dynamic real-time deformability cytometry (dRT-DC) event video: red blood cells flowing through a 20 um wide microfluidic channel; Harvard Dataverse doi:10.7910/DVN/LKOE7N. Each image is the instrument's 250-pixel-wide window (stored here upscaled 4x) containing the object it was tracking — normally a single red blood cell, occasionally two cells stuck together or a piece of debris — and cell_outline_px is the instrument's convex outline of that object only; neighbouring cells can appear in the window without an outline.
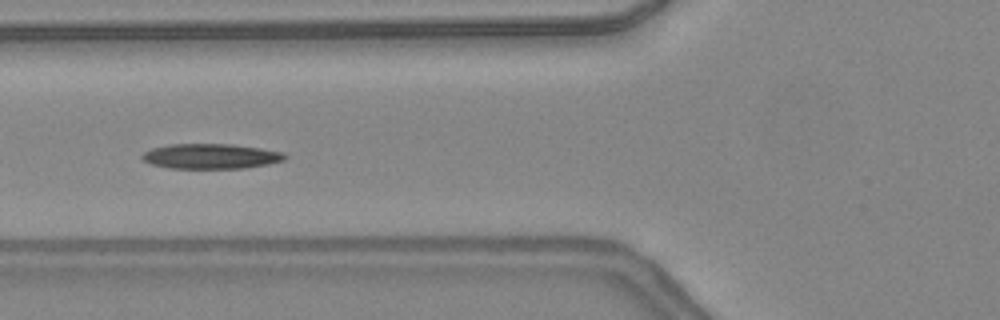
{"species": "common noctule bat (a hibernating species)", "species_latin": "Nyctalus noctula", "temperature_condition": "warm", "stored_images_in_passage": 20, "camera_frame_rate_fps": 3000, "um_per_image_px": 0.085, "animal": {"sex": "female", "body_mass_g": 24.6, "forearm_length_mm": 56.2}, "frame": {"image": 1, "passage_image": 17, "time_ms": 5.333, "image_size_px": [1000, 320], "cell_outline_px": [[288, 156], [284, 160], [268, 164], [244, 168], [172, 168], [152, 164], [144, 160], [140, 156], [144, 152], [152, 148], [172, 144], [232, 144], [260, 148], [284, 152]], "centroid_in_image_um": [17.95, 13.28], "position_along_channel_um": 107.8, "area_um2": 20.75}}